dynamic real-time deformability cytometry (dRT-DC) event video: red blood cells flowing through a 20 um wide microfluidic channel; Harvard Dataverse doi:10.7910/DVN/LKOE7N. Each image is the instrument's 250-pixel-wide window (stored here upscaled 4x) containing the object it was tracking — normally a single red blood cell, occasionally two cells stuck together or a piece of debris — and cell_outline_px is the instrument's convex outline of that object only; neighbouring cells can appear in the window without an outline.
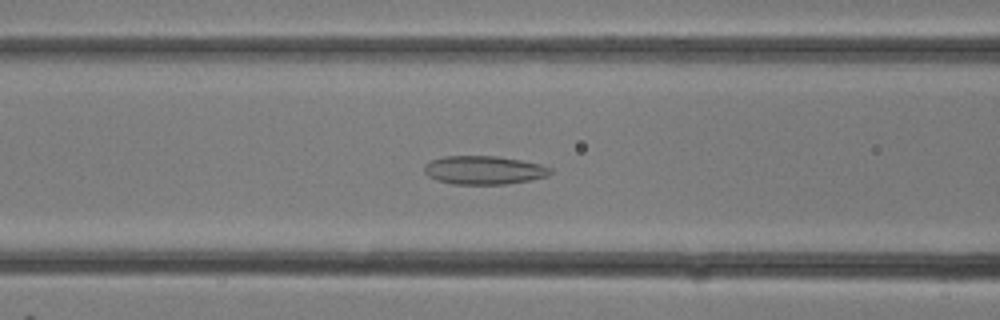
{"species": "common noctule bat (a hibernating species)", "species_latin": "Nyctalus noctula", "temperature_condition": "room temperature", "stored_images_in_passage": 24, "camera_frame_rate_fps": 3000, "um_per_image_px": 0.085, "animal": {"sex": "female"}, "frame": {"image": 1, "passage_image": 6, "time_ms": 1.667, "image_size_px": [1000, 320], "cell_outline_px": [[552, 172], [548, 176], [528, 180], [504, 184], [452, 184], [436, 180], [428, 176], [424, 172], [424, 164], [432, 160], [444, 156], [496, 156], [520, 160], [540, 164], [552, 168]], "centroid_in_image_um": [41.11, 14.46], "position_along_channel_um": 125.5, "area_um2": 20.92}}
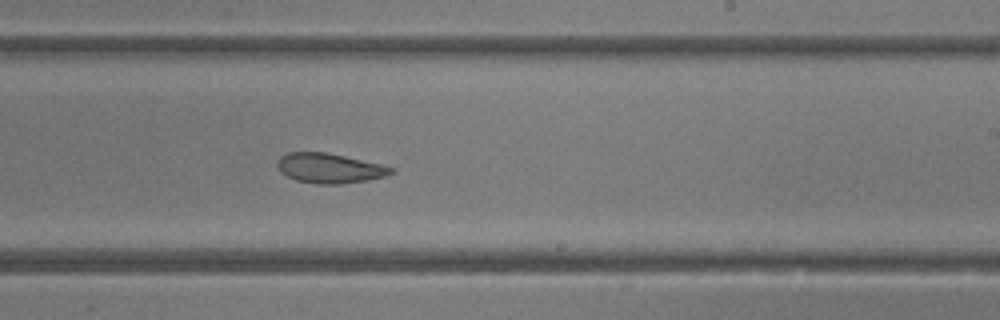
{"frame": {"image": 2, "passage_image": 12, "time_ms": 3.667, "image_size_px": [1000, 320], "cell_outline_px": [[396, 172], [388, 176], [368, 180], [340, 184], [316, 184], [296, 180], [280, 172], [276, 164], [280, 156], [288, 152], [328, 152], [380, 164], [396, 168]], "centroid_in_image_um": [28.04, 14.3], "position_along_channel_um": 261.0, "area_um2": 20.0}}
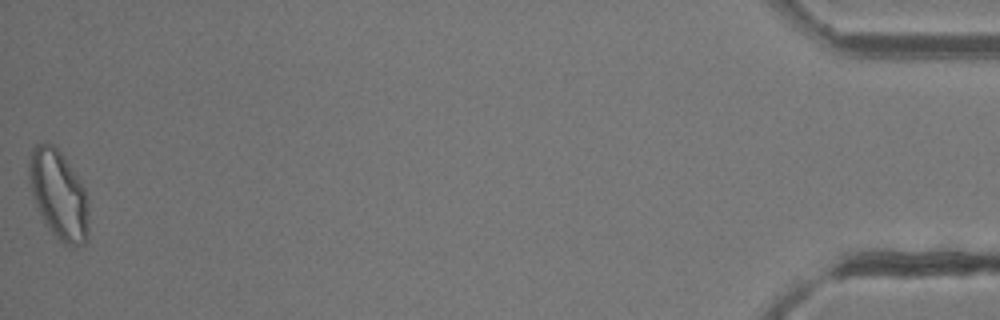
{"frame": {"image": 3, "passage_image": 24, "time_ms": 7.667, "image_size_px": [1000, 320], "cell_outline_px": [[88, 240], [84, 244], [76, 248], [64, 244], [44, 224], [36, 204], [28, 180], [28, 164], [32, 148], [36, 144], [44, 140], [52, 144], [64, 156], [84, 188], [88, 204]], "centroid_in_image_um": [4.98, 16.56], "position_along_channel_um": 430.2, "area_um2": 31.15}}